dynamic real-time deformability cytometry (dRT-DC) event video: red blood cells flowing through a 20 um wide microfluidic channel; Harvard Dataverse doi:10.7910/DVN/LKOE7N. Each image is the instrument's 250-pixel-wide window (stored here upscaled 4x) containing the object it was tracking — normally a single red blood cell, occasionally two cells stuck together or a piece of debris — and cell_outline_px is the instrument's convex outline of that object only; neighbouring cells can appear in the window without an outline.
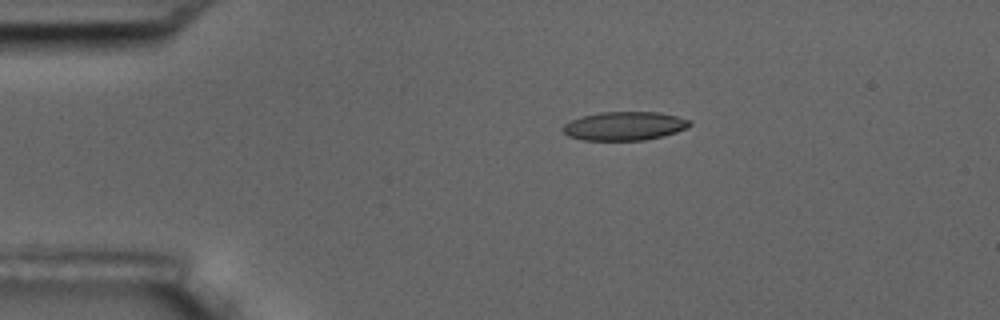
{"species": "common noctule bat (a hibernating species)", "species_latin": "Nyctalus noctula", "temperature_condition": "room temperature", "stored_images_in_passage": 5, "camera_frame_rate_fps": 3000, "um_per_image_px": 0.085, "animal": {"sex": "male", "body_mass_g": 17.5, "forearm_length_mm": 52.3}, "frame": {"image": 1, "passage_image": 3, "time_ms": 2.333, "image_size_px": [1000, 320], "cell_outline_px": [[692, 124], [676, 132], [664, 136], [644, 140], [584, 140], [568, 136], [564, 132], [564, 124], [580, 116], [600, 112], [660, 112], [692, 120]], "centroid_in_image_um": [53.1, 10.7], "position_along_channel_um": 31.9, "area_um2": 21.15}}